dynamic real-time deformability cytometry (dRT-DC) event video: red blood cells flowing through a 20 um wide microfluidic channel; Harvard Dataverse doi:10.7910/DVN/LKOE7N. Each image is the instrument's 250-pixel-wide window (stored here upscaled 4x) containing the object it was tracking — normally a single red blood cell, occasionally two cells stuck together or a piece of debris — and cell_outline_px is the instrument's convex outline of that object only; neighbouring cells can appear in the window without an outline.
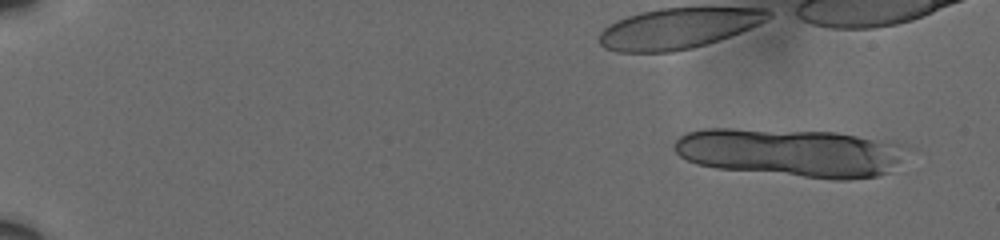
{"species": "human", "species_latin": "Homo sapiens", "temperature_condition": "cold", "stored_images_in_passage": 21, "camera_frame_rate_fps": 3000, "um_per_image_px": 0.085, "donor": {"sex": "male"}, "frame": {"image": 1, "passage_image": 7, "time_ms": 2.0, "image_size_px": [1000, 240], "cell_outline_px": [[876, 172], [872, 176], [812, 176], [728, 168], [704, 164], [692, 160], [684, 156], [676, 148], [676, 144], [684, 136], [692, 132], [820, 132], [852, 136], [864, 140]], "centroid_in_image_um": [66.37, 12.97], "position_along_channel_um": 18.6, "area_um2": 52.08}}